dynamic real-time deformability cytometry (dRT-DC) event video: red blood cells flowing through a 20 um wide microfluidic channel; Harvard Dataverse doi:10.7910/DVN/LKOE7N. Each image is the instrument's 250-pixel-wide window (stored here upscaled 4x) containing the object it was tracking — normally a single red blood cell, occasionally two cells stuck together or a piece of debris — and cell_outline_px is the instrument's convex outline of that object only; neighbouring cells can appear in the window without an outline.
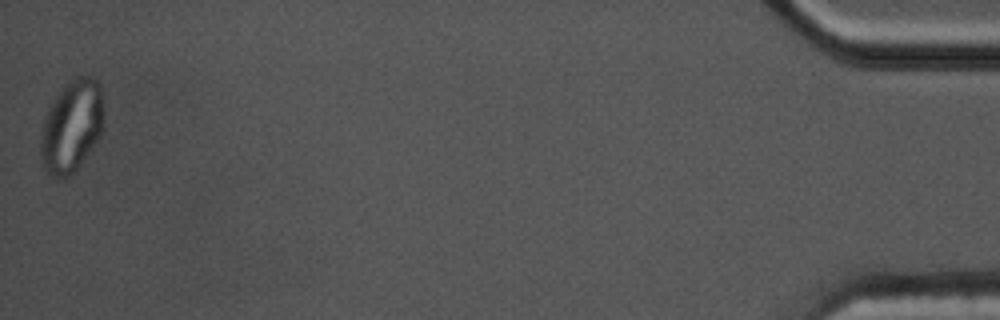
{"species": "common noctule bat (a hibernating species)", "species_latin": "Nyctalus noctula", "temperature_condition": "cold", "stored_images_in_passage": 58, "segment_of_instrument_passage": [2, 2], "camera_frame_rate_fps": 3000, "um_per_image_px": 0.085, "animal": {"sex": "male", "body_mass_g": 17.5, "forearm_length_mm": 52.3}, "frame": {"image": 1, "passage_image": 58, "time_ms": 19.0, "image_size_px": [1000, 320], "cell_outline_px": [[100, 136], [92, 148], [80, 164], [68, 176], [60, 180], [52, 176], [44, 168], [40, 152], [40, 140], [44, 120], [48, 108], [64, 84], [72, 76], [92, 76], [100, 84]], "centroid_in_image_um": [6.04, 10.72], "position_along_channel_um": 429.2, "area_um2": 33.23}}